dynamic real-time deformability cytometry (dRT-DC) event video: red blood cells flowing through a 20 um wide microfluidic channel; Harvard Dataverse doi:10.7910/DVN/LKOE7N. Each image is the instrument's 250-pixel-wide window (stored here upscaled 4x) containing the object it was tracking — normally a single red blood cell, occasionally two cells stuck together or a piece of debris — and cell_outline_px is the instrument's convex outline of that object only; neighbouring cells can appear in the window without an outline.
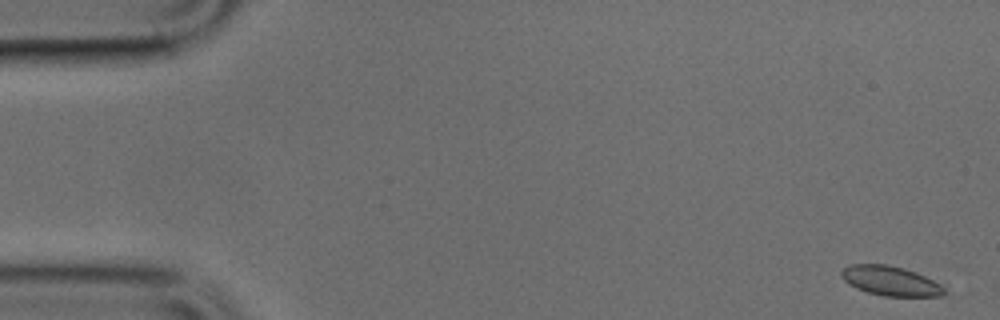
{"species": "common noctule bat (a hibernating species)", "species_latin": "Nyctalus noctula", "temperature_condition": "cold", "stored_images_in_passage": 14, "camera_frame_rate_fps": 3000, "um_per_image_px": 0.085, "animal": {"sex": "male", "body_mass_g": 17.9, "forearm_length_mm": 54.2}, "frame": {"image": 1, "passage_image": 1, "time_ms": 0.0, "image_size_px": [1000, 320], "cell_outline_px": [[944, 292], [940, 296], [884, 296], [868, 292], [856, 288], [848, 284], [840, 276], [840, 272], [848, 264], [888, 264], [904, 268], [916, 272], [940, 284], [944, 288]], "centroid_in_image_um": [75.64, 23.86], "position_along_channel_um": 9.4, "area_um2": 17.69}}
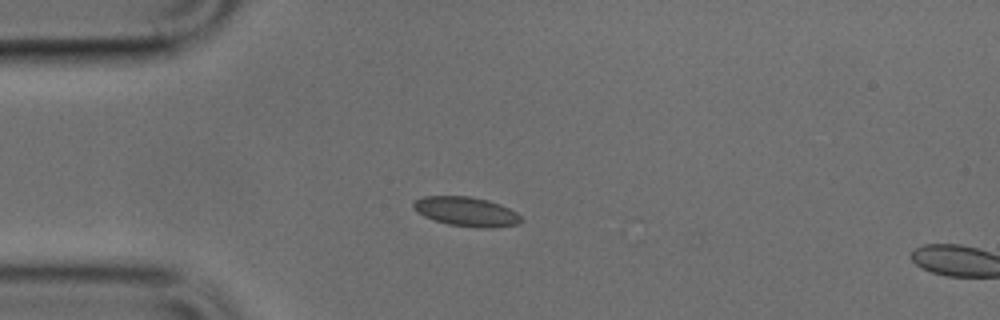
{"frame": {"image": 2, "passage_image": 12, "time_ms": 3.667, "image_size_px": [1000, 320], "cell_outline_px": [[524, 220], [520, 224], [492, 228], [484, 228], [448, 224], [424, 216], [416, 212], [412, 208], [412, 204], [416, 200], [424, 196], [468, 196], [488, 200], [500, 204], [516, 212]], "centroid_in_image_um": [39.65, 17.98], "position_along_channel_um": 45.3, "area_um2": 18.44}}